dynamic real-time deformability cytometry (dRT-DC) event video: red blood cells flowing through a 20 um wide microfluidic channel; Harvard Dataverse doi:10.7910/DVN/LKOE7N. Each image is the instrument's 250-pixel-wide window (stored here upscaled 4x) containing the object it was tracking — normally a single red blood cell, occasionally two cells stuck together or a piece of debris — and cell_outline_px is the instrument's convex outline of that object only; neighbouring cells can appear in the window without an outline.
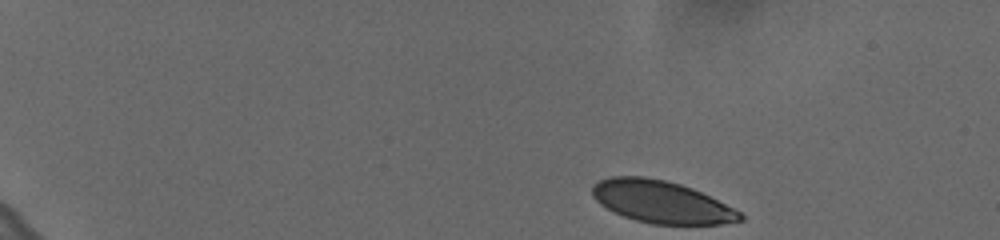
{"species": "human", "species_latin": "Homo sapiens", "temperature_condition": "cold", "stored_images_in_passage": 50, "camera_frame_rate_fps": 3000, "um_per_image_px": 0.085, "donor": {"sex": "female"}, "frame": {"image": 1, "passage_image": 1, "time_ms": 0.0, "image_size_px": [1000, 240], "cell_outline_px": [[744, 220], [720, 224], [652, 224], [636, 220], [624, 216], [600, 204], [592, 196], [592, 184], [600, 180], [612, 176], [644, 176], [664, 180], [680, 184], [692, 188], [740, 212], [744, 216]], "centroid_in_image_um": [56.19, 17.15], "position_along_channel_um": 28.8, "area_um2": 36.01}}
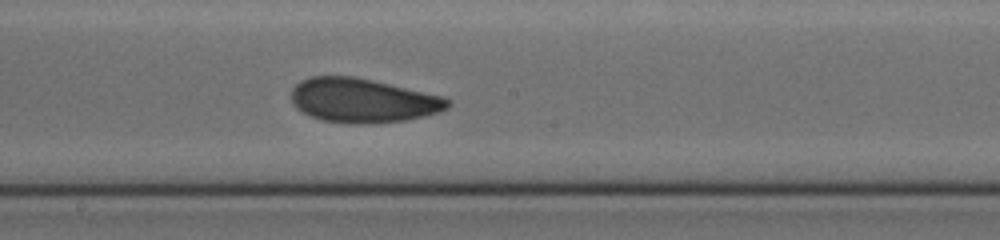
{"frame": {"image": 2, "passage_image": 27, "time_ms": 8.667, "image_size_px": [1000, 240], "cell_outline_px": [[452, 104], [448, 108], [440, 112], [408, 120], [372, 124], [352, 124], [320, 120], [308, 116], [296, 108], [292, 100], [292, 88], [300, 80], [312, 76], [352, 76], [372, 80], [444, 96], [452, 100]], "centroid_in_image_um": [30.86, 8.55], "position_along_channel_um": 217.3, "area_um2": 40.75}}
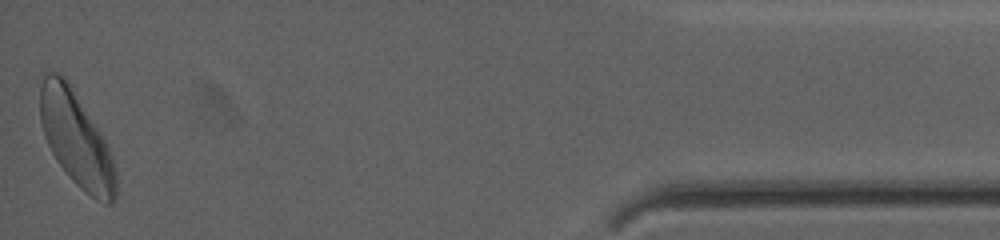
{"frame": {"image": 3, "passage_image": 50, "time_ms": 16.333, "image_size_px": [1000, 240], "cell_outline_px": [[116, 200], [112, 204], [104, 204], [96, 200], [84, 192], [68, 176], [56, 160], [44, 136], [40, 120], [40, 88], [44, 76], [48, 72], [56, 72], [64, 76], [104, 136], [108, 144], [112, 156], [116, 172]], "centroid_in_image_um": [6.5, 11.87], "position_along_channel_um": 428.7, "area_um2": 41.96}, "authors_computed_cell_mechanics": {"area_um2": 39.3329, "velocity_mm_per_s": 3.5903, "shape_relaxation_time_tau1_ms": 3.8124, "shape_relaxation_time_tau2_ms": 1.8652, "deformation_change_tau1": 0.1029, "deformation_change_tau2": 0.0594}}